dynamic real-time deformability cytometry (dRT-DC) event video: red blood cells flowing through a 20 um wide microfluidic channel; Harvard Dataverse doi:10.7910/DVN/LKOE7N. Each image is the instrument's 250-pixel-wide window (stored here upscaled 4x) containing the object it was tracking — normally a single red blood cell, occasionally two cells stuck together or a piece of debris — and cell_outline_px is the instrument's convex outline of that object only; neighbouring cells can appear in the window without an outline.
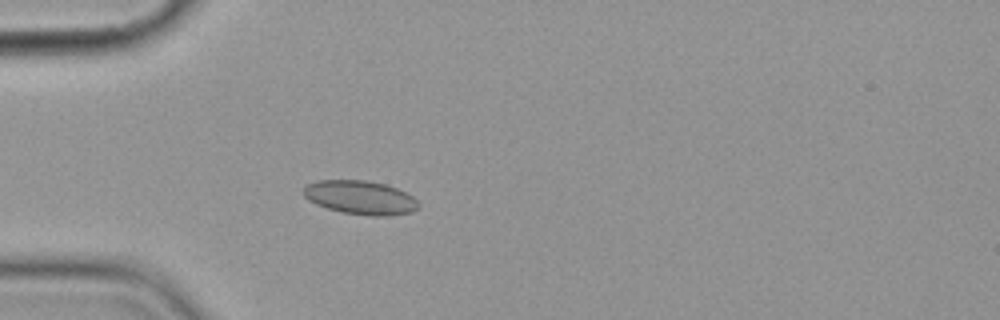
{"species": "common noctule bat (a hibernating species)", "species_latin": "Nyctalus noctula", "temperature_condition": "cold", "stored_images_in_passage": 5, "camera_frame_rate_fps": 3000, "um_per_image_px": 0.085, "animal": {"sex": "female", "body_mass_g": 19.9}, "frame": {"image": 1, "passage_image": 5, "time_ms": 5.667, "image_size_px": [1000, 320], "cell_outline_px": [[420, 208], [412, 212], [388, 216], [368, 216], [340, 212], [316, 204], [308, 200], [304, 196], [304, 188], [308, 184], [320, 180], [364, 180], [384, 184], [396, 188], [412, 196], [420, 204]], "centroid_in_image_um": [30.65, 16.8], "position_along_channel_um": 54.3, "area_um2": 22.66}}